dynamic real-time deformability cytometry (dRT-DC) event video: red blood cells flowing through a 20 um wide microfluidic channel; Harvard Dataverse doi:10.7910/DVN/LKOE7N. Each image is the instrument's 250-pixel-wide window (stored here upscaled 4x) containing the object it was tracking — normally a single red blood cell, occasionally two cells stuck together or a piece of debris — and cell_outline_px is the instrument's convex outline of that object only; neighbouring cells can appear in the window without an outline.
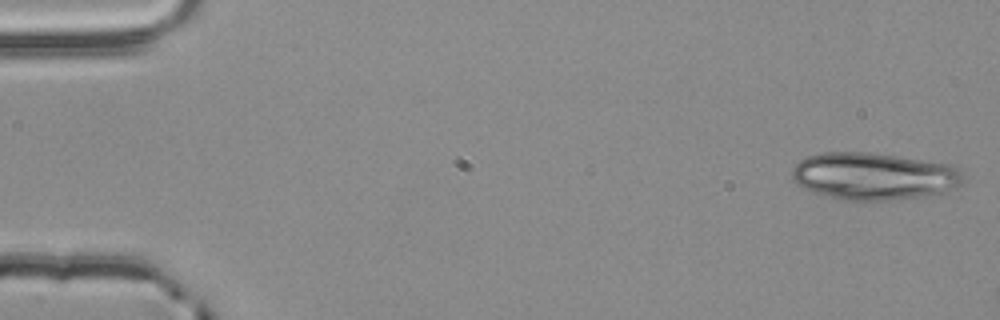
{"species": "common noctule bat (a hibernating species)", "species_latin": "Nyctalus noctula", "temperature_condition": "room temperature", "stored_images_in_passage": 3, "camera_frame_rate_fps": 3000, "um_per_image_px": 0.085, "animal": {"sex": "male", "body_mass_g": 20.4}, "frame": {"image": 1, "passage_image": 1, "time_ms": 0.0, "image_size_px": [1000, 320], "cell_outline_px": [[964, 180], [960, 184], [936, 196], [896, 200], [840, 200], [804, 188], [796, 184], [792, 176], [792, 168], [800, 160], [808, 156], [824, 152], [872, 152], [948, 164], [960, 168]], "centroid_in_image_um": [74.3, 14.98], "position_along_channel_um": 10.7, "area_um2": 47.45}}